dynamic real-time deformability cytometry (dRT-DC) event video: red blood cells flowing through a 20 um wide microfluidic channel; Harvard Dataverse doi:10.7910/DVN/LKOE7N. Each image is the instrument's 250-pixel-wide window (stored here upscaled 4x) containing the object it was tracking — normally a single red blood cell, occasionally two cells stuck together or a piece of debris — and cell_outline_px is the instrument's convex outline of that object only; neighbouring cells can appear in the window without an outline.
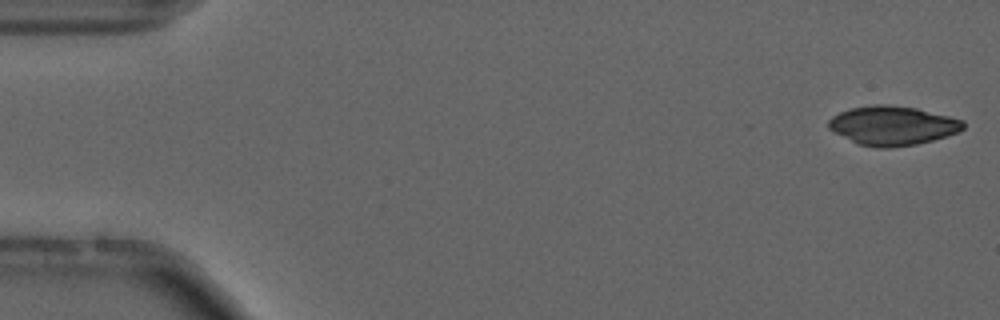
{"species": "common noctule bat (a hibernating species)", "species_latin": "Nyctalus noctula", "temperature_condition": "cold", "stored_images_in_passage": 16, "camera_frame_rate_fps": 3000, "um_per_image_px": 0.085, "animal": {"sex": "male", "forearm_length_mm": 52.5}, "frame": {"image": 1, "passage_image": 1, "time_ms": 0.0, "image_size_px": [1000, 320], "cell_outline_px": [[964, 128], [960, 132], [948, 136], [916, 144], [888, 148], [876, 148], [856, 144], [828, 128], [828, 120], [832, 116], [848, 108], [872, 104], [888, 104], [916, 108], [964, 120]], "centroid_in_image_um": [75.85, 10.67], "position_along_channel_um": 9.1, "area_um2": 30.98}}